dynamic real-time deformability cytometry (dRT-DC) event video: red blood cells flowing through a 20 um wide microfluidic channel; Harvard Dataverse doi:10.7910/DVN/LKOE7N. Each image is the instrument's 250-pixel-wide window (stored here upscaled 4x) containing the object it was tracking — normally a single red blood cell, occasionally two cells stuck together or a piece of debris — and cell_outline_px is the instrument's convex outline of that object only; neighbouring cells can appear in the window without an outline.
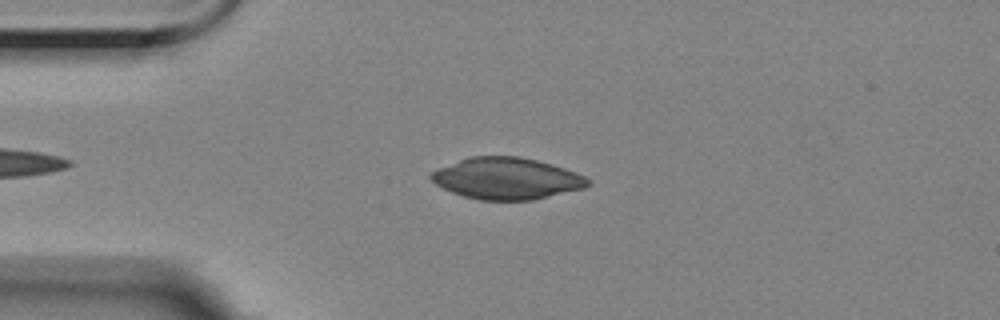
{"species": "Egyptian fruit bat (a non-hibernating species)", "species_latin": "Rousettus aegyptiacus", "temperature_condition": "room temperature", "stored_images_in_passage": 48, "camera_frame_rate_fps": 3000, "um_per_image_px": 0.085, "animal": {"sex": "female"}, "frame": {"image": 1, "passage_image": 12, "time_ms": 3.667, "image_size_px": [1000, 320], "cell_outline_px": [[588, 184], [584, 188], [532, 200], [480, 200], [464, 196], [452, 192], [436, 184], [428, 176], [432, 172], [440, 168], [460, 160], [472, 156], [520, 156], [552, 164], [576, 172], [584, 176], [588, 180]], "centroid_in_image_um": [43.07, 15.17], "position_along_channel_um": 41.9, "area_um2": 37.57}}